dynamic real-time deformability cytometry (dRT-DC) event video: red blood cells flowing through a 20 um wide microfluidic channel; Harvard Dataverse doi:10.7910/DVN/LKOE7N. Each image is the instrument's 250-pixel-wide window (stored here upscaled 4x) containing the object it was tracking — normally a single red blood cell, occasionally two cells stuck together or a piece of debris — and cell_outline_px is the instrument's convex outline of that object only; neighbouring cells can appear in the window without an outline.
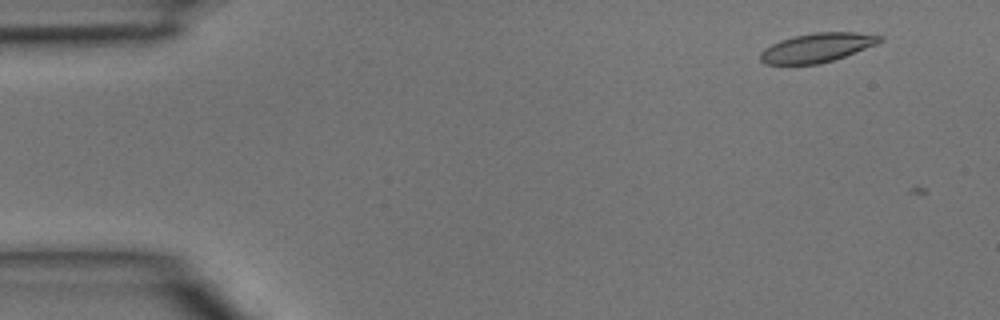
{"species": "common noctule bat (a hibernating species)", "species_latin": "Nyctalus noctula", "temperature_condition": "room temperature", "stored_images_in_passage": 2, "camera_frame_rate_fps": 3000, "um_per_image_px": 0.085, "animal": {"sex": "male", "body_mass_g": 15.6}, "frame": {"image": 1, "passage_image": 1, "time_ms": 0.0, "image_size_px": [1000, 320], "cell_outline_px": [[884, 40], [876, 44], [844, 56], [820, 64], [764, 64], [760, 60], [760, 52], [764, 48], [780, 40], [812, 32], [856, 32], [884, 36]], "centroid_in_image_um": [69.44, 4.04], "position_along_channel_um": 15.6, "area_um2": 20.17}}